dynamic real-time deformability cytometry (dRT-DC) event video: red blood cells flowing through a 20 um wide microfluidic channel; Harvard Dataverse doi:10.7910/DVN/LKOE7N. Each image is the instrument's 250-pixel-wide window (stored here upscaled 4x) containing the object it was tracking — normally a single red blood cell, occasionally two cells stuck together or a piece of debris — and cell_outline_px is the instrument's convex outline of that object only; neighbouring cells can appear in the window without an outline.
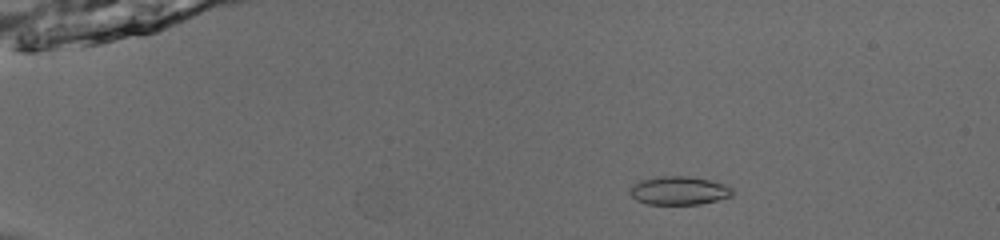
{"species": "common noctule bat (a hibernating species)", "species_latin": "Nyctalus noctula", "temperature_condition": "room temperature", "stored_images_in_passage": 13, "camera_frame_rate_fps": 3000, "um_per_image_px": 0.085, "animal": {"sex": "male", "body_mass_g": 13.0, "forearm_length_mm": 53.1}, "frame": {"image": 1, "passage_image": 11, "time_ms": 3.333, "image_size_px": [1000, 240], "cell_outline_px": [[732, 196], [700, 204], [648, 204], [636, 200], [628, 192], [640, 180], [660, 176], [688, 176], [708, 180], [724, 184], [732, 188]], "centroid_in_image_um": [57.71, 16.2], "position_along_channel_um": 27.3, "area_um2": 16.76}}